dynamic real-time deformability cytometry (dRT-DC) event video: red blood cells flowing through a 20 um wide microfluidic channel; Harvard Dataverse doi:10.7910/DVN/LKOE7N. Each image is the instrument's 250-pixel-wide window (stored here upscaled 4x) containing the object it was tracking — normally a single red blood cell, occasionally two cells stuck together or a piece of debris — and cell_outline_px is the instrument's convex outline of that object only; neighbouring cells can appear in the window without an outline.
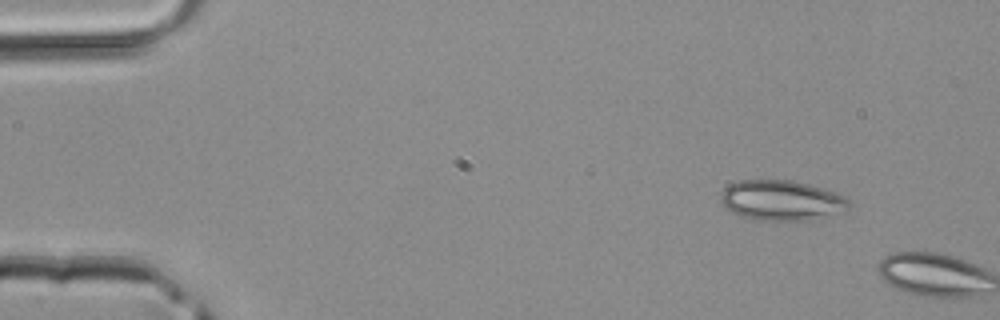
{"species": "common noctule bat (a hibernating species)", "species_latin": "Nyctalus noctula", "temperature_condition": "room temperature", "stored_images_in_passage": 2, "camera_frame_rate_fps": 3000, "um_per_image_px": 0.085, "animal": {"sex": "male", "body_mass_g": 20.4}, "frame": {"image": 1, "passage_image": 1, "time_ms": 0.0, "image_size_px": [1000, 320], "cell_outline_px": [[852, 204], [848, 208], [804, 220], [760, 220], [740, 216], [724, 208], [720, 204], [720, 192], [728, 184], [740, 180], [792, 180], [808, 184], [836, 192], [844, 196]], "centroid_in_image_um": [66.32, 17.0], "position_along_channel_um": 18.7, "area_um2": 29.77}}